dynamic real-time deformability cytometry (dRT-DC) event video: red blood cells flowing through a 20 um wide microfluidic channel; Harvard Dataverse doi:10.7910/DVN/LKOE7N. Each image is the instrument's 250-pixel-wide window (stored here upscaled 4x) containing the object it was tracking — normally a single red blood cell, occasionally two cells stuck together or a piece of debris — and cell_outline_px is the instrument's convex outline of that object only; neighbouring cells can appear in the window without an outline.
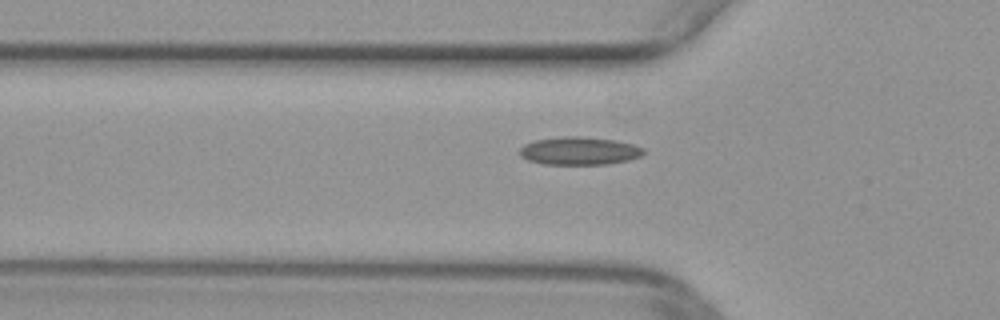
{"species": "common noctule bat (a hibernating species)", "species_latin": "Nyctalus noctula", "temperature_condition": "warm", "stored_images_in_passage": 35, "camera_frame_rate_fps": 3000, "um_per_image_px": 0.085, "animal": {"sex": "female", "body_mass_g": 29.2, "forearm_length_mm": 56.3}, "frame": {"image": 1, "passage_image": 3, "time_ms": 0.667, "image_size_px": [1000, 320], "cell_outline_px": [[644, 152], [640, 156], [628, 160], [608, 164], [544, 164], [528, 160], [520, 156], [520, 148], [524, 144], [536, 140], [564, 136], [580, 136], [616, 140], [632, 144], [644, 148]], "centroid_in_image_um": [49.24, 12.82], "position_along_channel_um": 76.6, "area_um2": 20.11}}
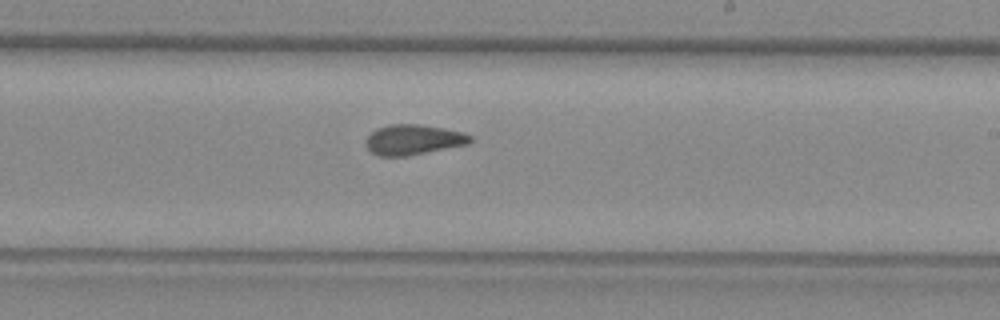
{"frame": {"image": 2, "passage_image": 16, "time_ms": 5.0, "image_size_px": [1000, 320], "cell_outline_px": [[472, 140], [468, 144], [404, 156], [380, 156], [372, 152], [364, 144], [368, 136], [376, 128], [388, 124], [420, 124], [444, 128], [464, 132], [472, 136]], "centroid_in_image_um": [35.12, 11.85], "position_along_channel_um": 253.9, "area_um2": 18.32}}
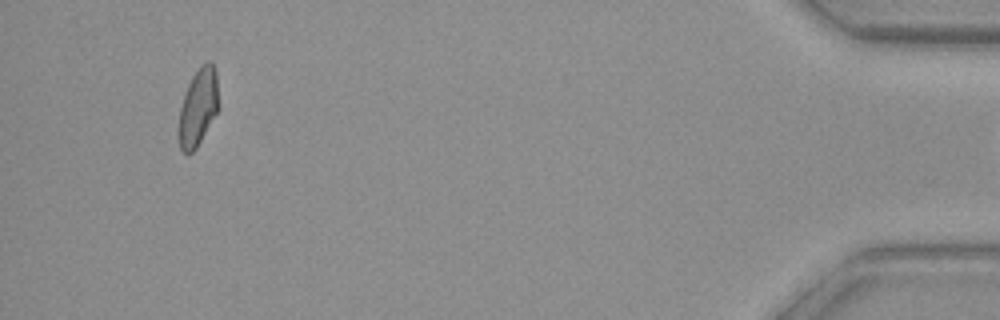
{"frame": {"image": 3, "passage_image": 34, "time_ms": 11.0, "image_size_px": [1000, 320], "cell_outline_px": [[216, 112], [196, 148], [192, 152], [184, 152], [180, 148], [180, 108], [188, 84], [192, 76], [200, 64], [208, 60], [212, 60], [216, 72]], "centroid_in_image_um": [16.83, 9.03], "position_along_channel_um": 418.4, "area_um2": 17.11}}